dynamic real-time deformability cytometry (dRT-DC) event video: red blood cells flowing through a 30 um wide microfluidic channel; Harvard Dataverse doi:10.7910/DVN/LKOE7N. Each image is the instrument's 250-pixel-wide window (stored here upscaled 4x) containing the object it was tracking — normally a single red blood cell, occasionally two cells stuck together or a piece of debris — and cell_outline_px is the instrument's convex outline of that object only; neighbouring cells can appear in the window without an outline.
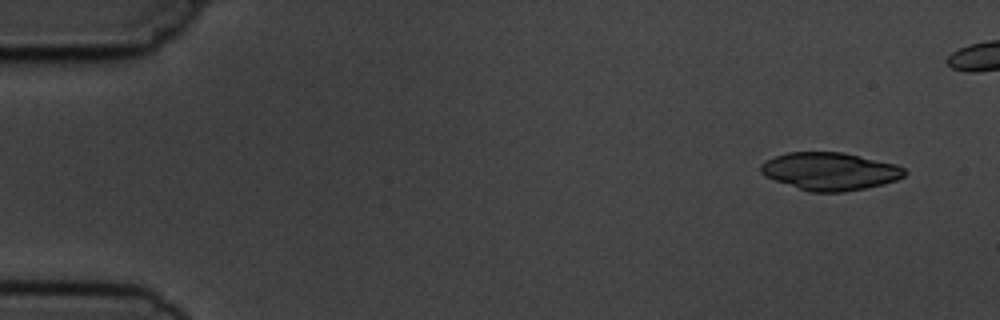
{"species": "common noctule bat (a hibernating species)", "species_latin": "Nyctalus noctula", "temperature_condition": "cold", "stored_images_in_passage": 7, "camera_frame_rate_fps": 3000, "um_per_image_px": 0.085, "animal": {"sex": "male", "body_mass_g": 19.5, "forearm_length_mm": 54.6}, "frame": {"image": 1, "passage_image": 1, "time_ms": 0.0, "image_size_px": [1000, 320], "cell_outline_px": [[908, 172], [904, 176], [896, 180], [884, 184], [844, 192], [812, 192], [764, 176], [760, 172], [760, 164], [776, 156], [788, 152], [844, 152], [896, 164], [904, 168]], "centroid_in_image_um": [70.58, 14.55], "position_along_channel_um": 14.4, "area_um2": 31.44}}